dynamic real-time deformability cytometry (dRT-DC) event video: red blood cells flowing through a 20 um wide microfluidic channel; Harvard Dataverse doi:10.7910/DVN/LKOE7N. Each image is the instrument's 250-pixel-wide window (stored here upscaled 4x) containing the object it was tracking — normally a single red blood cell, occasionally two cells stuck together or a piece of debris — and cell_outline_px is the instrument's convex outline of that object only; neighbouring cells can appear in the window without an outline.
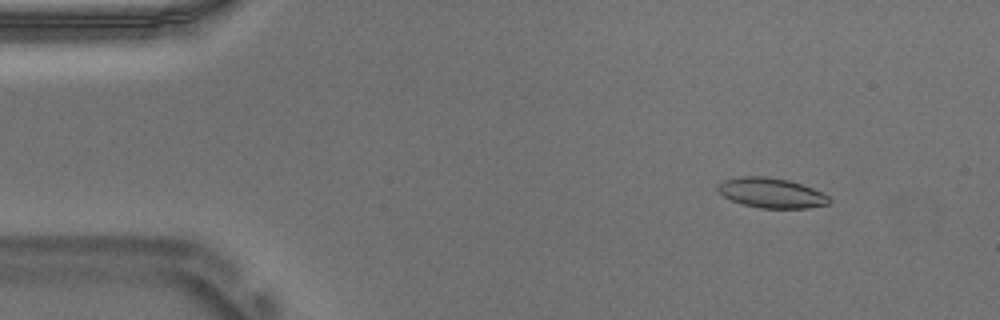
{"species": "Egyptian fruit bat (a non-hibernating species)", "species_latin": "Rousettus aegyptiacus", "temperature_condition": "warm", "stored_images_in_passage": 53, "camera_frame_rate_fps": 3000, "um_per_image_px": 0.085, "animal": {"sex": "male"}, "frame": {"image": 1, "passage_image": 5, "time_ms": 1.333, "image_size_px": [1000, 320], "cell_outline_px": [[832, 200], [828, 204], [808, 208], [760, 208], [740, 204], [724, 196], [716, 188], [724, 180], [740, 176], [768, 176], [788, 180], [812, 188], [828, 196]], "centroid_in_image_um": [65.56, 16.4], "position_along_channel_um": 19.4, "area_um2": 19.36}}
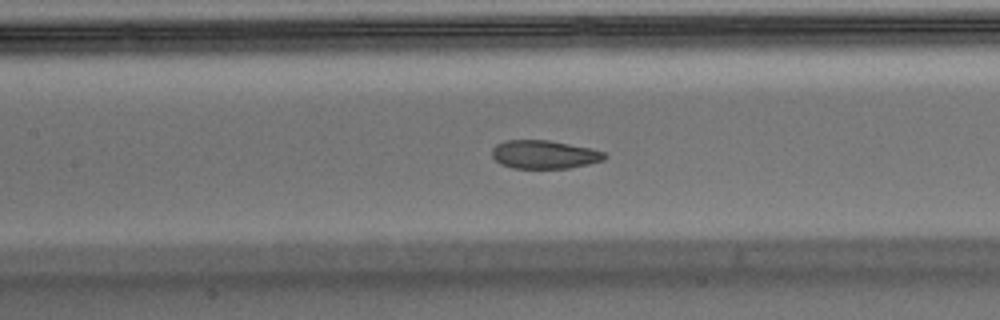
{"frame": {"image": 2, "passage_image": 23, "time_ms": 7.333, "image_size_px": [1000, 320], "cell_outline_px": [[608, 156], [604, 160], [588, 164], [568, 168], [512, 168], [500, 164], [492, 156], [492, 148], [496, 144], [504, 140], [548, 140], [592, 148], [604, 152]], "centroid_in_image_um": [46.26, 13.13], "position_along_channel_um": 161.1, "area_um2": 18.73}}
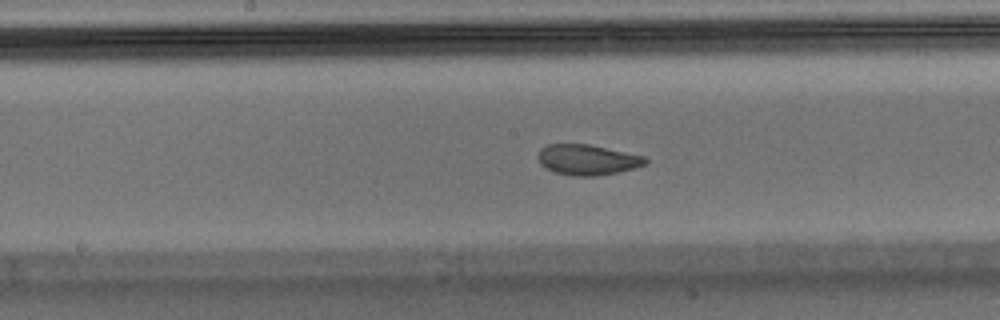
{"frame": {"image": 3, "passage_image": 26, "time_ms": 8.333, "image_size_px": [1000, 320], "cell_outline_px": [[648, 164], [616, 172], [596, 176], [572, 176], [552, 172], [544, 168], [540, 164], [536, 156], [540, 148], [548, 144], [588, 144], [644, 156], [648, 160]], "centroid_in_image_um": [49.86, 13.58], "position_along_channel_um": 198.3, "area_um2": 19.19}, "authors_computed_cell_mechanics": {"area_um2": 19.7676, "velocity_mm_per_s": 3.7216, "shape_relaxation_time_tau1_ms": 5.9141, "shape_relaxation_time_tau2_ms": 1.5678, "deformation_change_tau1": 0.1942, "deformation_change_tau2": 0.0661}}